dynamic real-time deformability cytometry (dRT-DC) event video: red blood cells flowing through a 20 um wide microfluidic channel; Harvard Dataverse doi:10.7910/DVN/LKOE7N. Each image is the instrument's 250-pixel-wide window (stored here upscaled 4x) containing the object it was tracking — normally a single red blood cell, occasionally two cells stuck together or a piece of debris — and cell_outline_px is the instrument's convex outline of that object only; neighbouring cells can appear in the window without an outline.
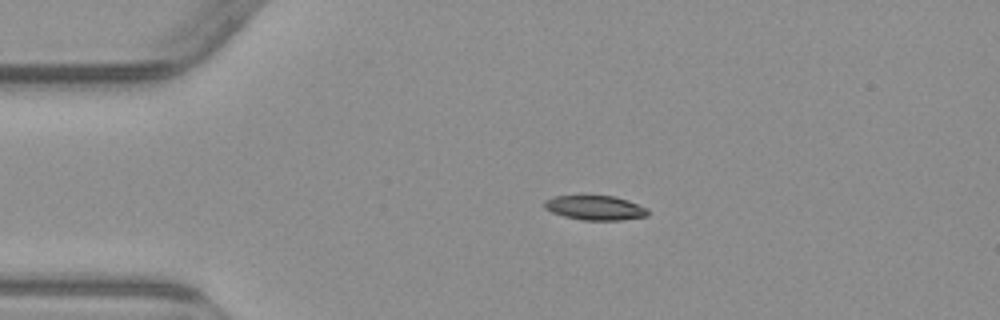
{"species": "common noctule bat (a hibernating species)", "species_latin": "Nyctalus noctula", "temperature_condition": "warm", "stored_images_in_passage": 3, "camera_frame_rate_fps": 3000, "um_per_image_px": 0.085, "animal": {"sex": "male", "body_mass_g": 23.1, "forearm_length_mm": 52.7}, "frame": {"image": 1, "passage_image": 2, "time_ms": 2.0, "image_size_px": [1000, 320], "cell_outline_px": [[648, 216], [620, 220], [584, 220], [564, 216], [552, 212], [544, 208], [544, 200], [552, 196], [616, 196], [628, 200], [648, 208]], "centroid_in_image_um": [50.59, 17.66], "position_along_channel_um": 34.4, "area_um2": 14.8}}